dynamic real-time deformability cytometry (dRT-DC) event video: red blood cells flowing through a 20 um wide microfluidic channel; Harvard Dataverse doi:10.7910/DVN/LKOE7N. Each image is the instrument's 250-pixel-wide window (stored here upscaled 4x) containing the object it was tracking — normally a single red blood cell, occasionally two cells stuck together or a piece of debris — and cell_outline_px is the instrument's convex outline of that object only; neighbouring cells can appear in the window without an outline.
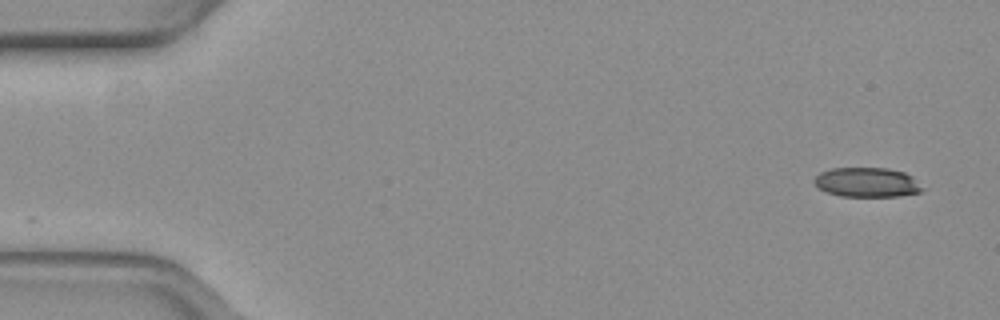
{"species": "common noctule bat (a hibernating species)", "species_latin": "Nyctalus noctula", "temperature_condition": "warm", "stored_images_in_passage": 44, "camera_frame_rate_fps": 3000, "um_per_image_px": 0.085, "animal": {"sex": "female", "body_mass_g": 19.3, "forearm_length_mm": 54.1}, "frame": {"image": 1, "passage_image": 1, "time_ms": 0.0, "image_size_px": [1000, 320], "cell_outline_px": [[924, 188], [920, 192], [900, 196], [840, 196], [828, 192], [820, 188], [812, 180], [820, 172], [832, 168], [888, 168], [904, 172], [912, 176]], "centroid_in_image_um": [73.71, 15.49], "position_along_channel_um": 11.3, "area_um2": 18.55}}
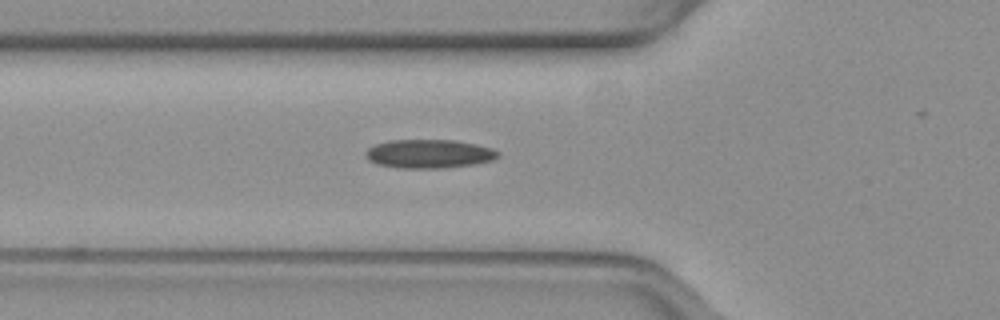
{"frame": {"image": 2, "passage_image": 17, "time_ms": 5.333, "image_size_px": [1000, 320], "cell_outline_px": [[500, 156], [492, 160], [472, 164], [444, 168], [400, 168], [376, 164], [368, 160], [364, 156], [364, 152], [368, 148], [376, 144], [392, 140], [452, 140], [476, 144], [492, 148], [500, 152]], "centroid_in_image_um": [36.45, 13.07], "position_along_channel_um": 89.4, "area_um2": 22.2}}
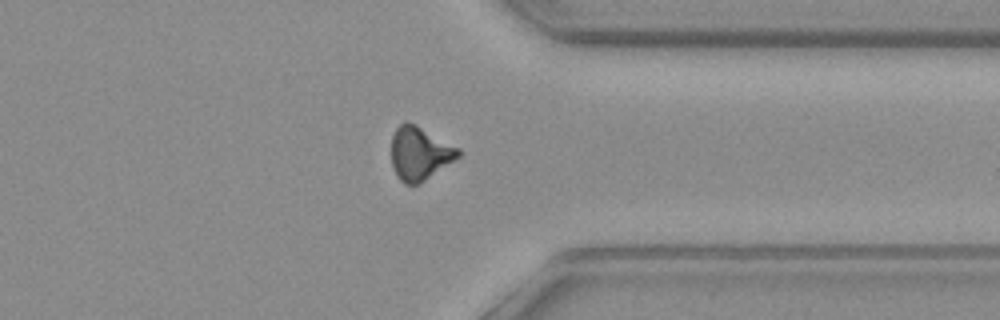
{"frame": {"image": 3, "passage_image": 39, "time_ms": 12.667, "image_size_px": [1000, 320], "cell_outline_px": [[460, 156], [420, 184], [404, 184], [396, 176], [392, 164], [392, 136], [396, 128], [404, 120], [408, 120], [416, 124], [460, 148]], "centroid_in_image_um": [35.67, 13.02], "position_along_channel_um": 375.7, "area_um2": 20.98}, "authors_computed_cell_mechanics": {"area_um2": 20.9814, "velocity_mm_per_s": 3.9644, "shape_relaxation_time_tau1_ms": null, "shape_relaxation_time_tau2_ms": 3.3809, "deformation_change_tau1": null, "deformation_change_tau2": 0.1123}}